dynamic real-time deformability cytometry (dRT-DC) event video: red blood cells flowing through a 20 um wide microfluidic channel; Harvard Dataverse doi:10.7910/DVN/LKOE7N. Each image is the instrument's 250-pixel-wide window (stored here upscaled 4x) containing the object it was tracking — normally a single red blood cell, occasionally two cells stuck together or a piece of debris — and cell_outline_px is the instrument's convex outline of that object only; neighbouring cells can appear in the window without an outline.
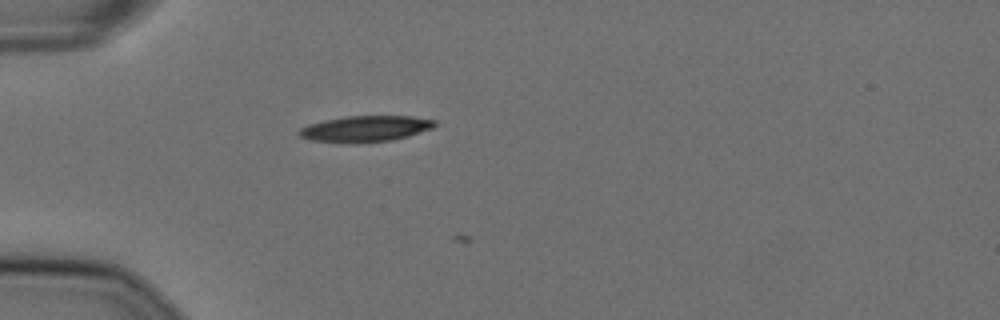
{"species": "Egyptian fruit bat (a non-hibernating species)", "species_latin": "Rousettus aegyptiacus", "temperature_condition": "cold", "stored_images_in_passage": 4, "camera_frame_rate_fps": 3000, "um_per_image_px": 0.085, "animal": {"sex": "female"}, "frame": {"image": 1, "passage_image": 3, "time_ms": 0.667, "image_size_px": [1000, 320], "cell_outline_px": [[436, 124], [432, 128], [408, 136], [392, 140], [356, 144], [308, 140], [300, 136], [296, 132], [300, 128], [308, 124], [324, 120], [348, 116], [412, 116], [436, 120]], "centroid_in_image_um": [31.02, 10.95], "position_along_channel_um": 54.0, "area_um2": 20.81}}